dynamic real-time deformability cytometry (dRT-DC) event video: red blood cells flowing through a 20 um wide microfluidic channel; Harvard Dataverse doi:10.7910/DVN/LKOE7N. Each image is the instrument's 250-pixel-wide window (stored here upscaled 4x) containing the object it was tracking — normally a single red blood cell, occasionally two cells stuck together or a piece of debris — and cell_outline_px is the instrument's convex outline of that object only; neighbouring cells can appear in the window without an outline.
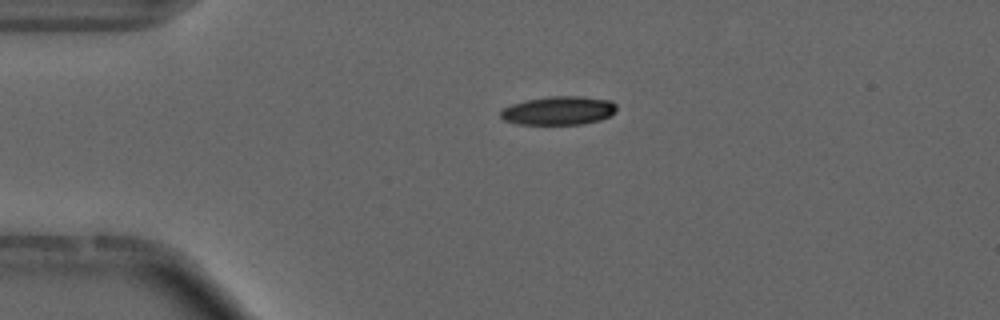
{"species": "common noctule bat (a hibernating species)", "species_latin": "Nyctalus noctula", "temperature_condition": "cold", "stored_images_in_passage": 7, "camera_frame_rate_fps": 3000, "um_per_image_px": 0.085, "animal": {"sex": "male", "forearm_length_mm": 52.5}, "frame": {"image": 1, "passage_image": 1, "time_ms": 0.0, "image_size_px": [1000, 320], "cell_outline_px": [[616, 112], [600, 120], [584, 124], [516, 124], [504, 120], [500, 116], [500, 112], [504, 108], [512, 104], [524, 100], [548, 96], [580, 96], [612, 100], [616, 104]], "centroid_in_image_um": [47.49, 9.39], "position_along_channel_um": 37.5, "area_um2": 19.48}}